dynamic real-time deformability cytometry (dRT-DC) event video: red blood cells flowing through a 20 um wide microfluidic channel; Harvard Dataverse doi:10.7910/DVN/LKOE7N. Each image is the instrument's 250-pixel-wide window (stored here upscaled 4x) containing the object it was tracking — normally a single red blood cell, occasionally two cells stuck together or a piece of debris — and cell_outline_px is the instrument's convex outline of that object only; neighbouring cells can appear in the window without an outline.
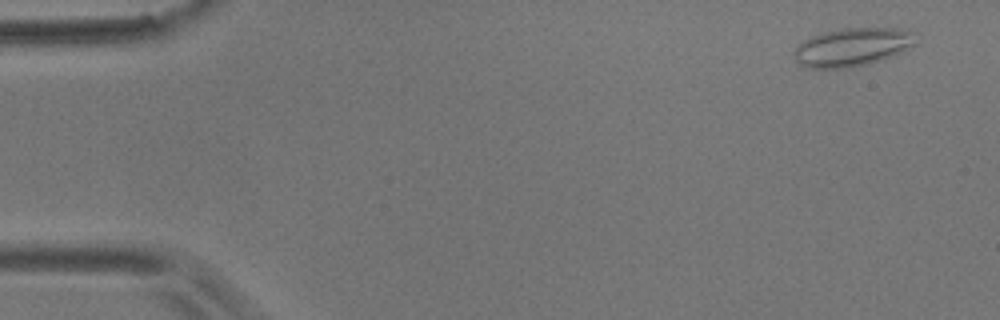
{"species": "common noctule bat (a hibernating species)", "species_latin": "Nyctalus noctula", "temperature_condition": "room temperature", "stored_images_in_passage": 6, "camera_frame_rate_fps": 3000, "um_per_image_px": 0.085, "animal": {"sex": "male", "body_mass_g": 17.9}, "frame": {"image": 1, "passage_image": 1, "time_ms": 0.0, "image_size_px": [1000, 320], "cell_outline_px": [[916, 44], [892, 56], [868, 64], [848, 68], [808, 68], [800, 64], [792, 56], [792, 52], [796, 44], [812, 36], [844, 28], [900, 28], [916, 32]], "centroid_in_image_um": [72.44, 4.0], "position_along_channel_um": 12.6, "area_um2": 27.34}}